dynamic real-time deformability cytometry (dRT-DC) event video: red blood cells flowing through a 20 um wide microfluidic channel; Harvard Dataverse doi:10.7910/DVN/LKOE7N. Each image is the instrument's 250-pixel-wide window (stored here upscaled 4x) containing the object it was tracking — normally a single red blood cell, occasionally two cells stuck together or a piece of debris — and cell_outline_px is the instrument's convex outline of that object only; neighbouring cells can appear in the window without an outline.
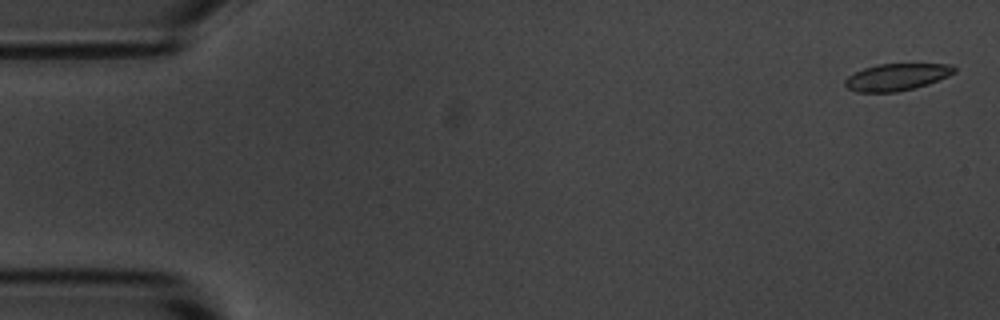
{"species": "common noctule bat (a hibernating species)", "species_latin": "Nyctalus noctula", "temperature_condition": "room temperature", "stored_images_in_passage": 5, "camera_frame_rate_fps": 3000, "um_per_image_px": 0.085, "animal": {"sex": "male", "body_mass_g": 20.1, "forearm_length_mm": 53.5}, "frame": {"image": 1, "passage_image": 1, "time_ms": 0.0, "image_size_px": [1000, 320], "cell_outline_px": [[956, 72], [948, 76], [928, 84], [896, 92], [856, 92], [848, 88], [844, 84], [844, 80], [848, 76], [864, 68], [876, 64], [952, 64], [956, 68]], "centroid_in_image_um": [76.22, 6.54], "position_along_channel_um": 8.8, "area_um2": 17.11}}
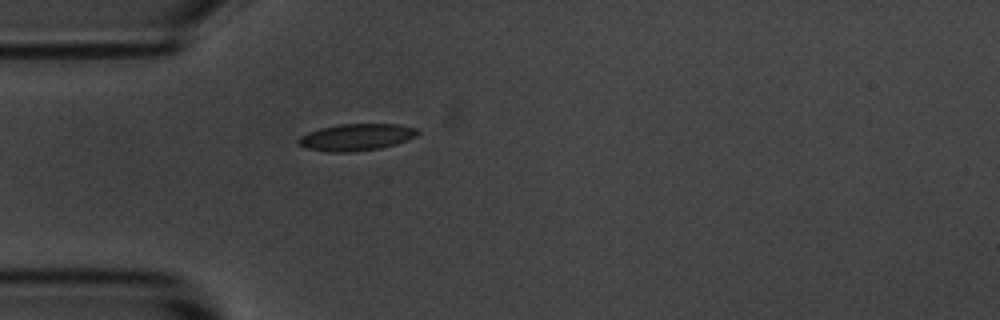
{"frame": {"image": 2, "passage_image": 5, "time_ms": 4.667, "image_size_px": [1000, 320], "cell_outline_px": [[420, 132], [416, 136], [396, 144], [380, 148], [352, 152], [328, 152], [304, 148], [296, 140], [300, 136], [308, 132], [320, 128], [340, 124], [396, 124], [416, 128]], "centroid_in_image_um": [30.26, 11.66], "position_along_channel_um": 54.7, "area_um2": 18.67}}